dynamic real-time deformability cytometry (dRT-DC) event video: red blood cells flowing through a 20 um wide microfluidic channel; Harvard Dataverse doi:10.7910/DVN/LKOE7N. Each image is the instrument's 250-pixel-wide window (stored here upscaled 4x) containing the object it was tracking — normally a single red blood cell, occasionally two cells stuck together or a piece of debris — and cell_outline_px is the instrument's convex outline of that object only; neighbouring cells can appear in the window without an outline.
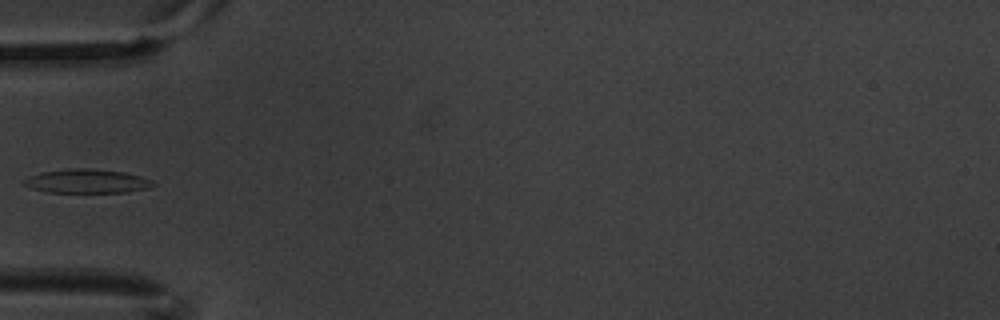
{"species": "common noctule bat (a hibernating species)", "species_latin": "Nyctalus noctula", "temperature_condition": "warm", "stored_images_in_passage": 7, "camera_frame_rate_fps": 3000, "um_per_image_px": 0.085, "animal": {"sex": "male", "body_mass_g": 20.1, "forearm_length_mm": 53.5}, "frame": {"image": 1, "passage_image": 6, "time_ms": 1.667, "image_size_px": [1000, 320], "cell_outline_px": [[156, 184], [148, 188], [128, 192], [48, 192], [32, 188], [24, 184], [24, 180], [28, 176], [44, 172], [68, 168], [88, 168], [124, 172], [140, 176], [152, 180]], "centroid_in_image_um": [7.42, 15.39], "position_along_channel_um": 77.6, "area_um2": 17.86}}
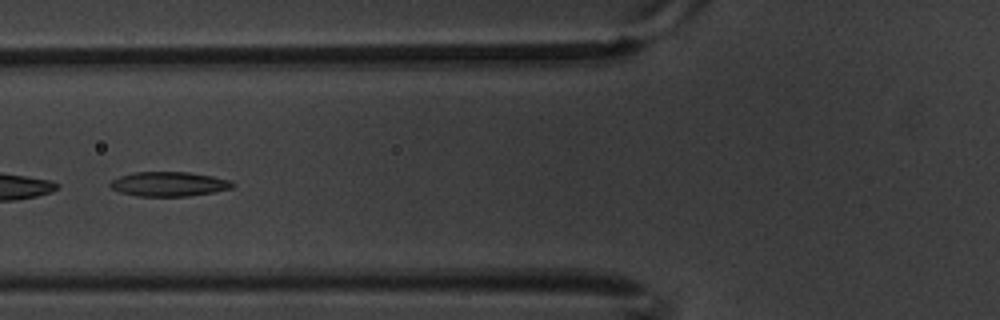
{"frame": {"image": 2, "passage_image": 7, "time_ms": 2.0, "image_size_px": [1000, 320], "cell_outline_px": [[236, 184], [232, 188], [212, 192], [188, 196], [136, 196], [120, 192], [112, 188], [108, 184], [112, 180], [120, 176], [132, 172], [188, 172], [212, 176], [232, 180]], "centroid_in_image_um": [14.36, 15.64], "position_along_channel_um": 111.4, "area_um2": 17.51}}